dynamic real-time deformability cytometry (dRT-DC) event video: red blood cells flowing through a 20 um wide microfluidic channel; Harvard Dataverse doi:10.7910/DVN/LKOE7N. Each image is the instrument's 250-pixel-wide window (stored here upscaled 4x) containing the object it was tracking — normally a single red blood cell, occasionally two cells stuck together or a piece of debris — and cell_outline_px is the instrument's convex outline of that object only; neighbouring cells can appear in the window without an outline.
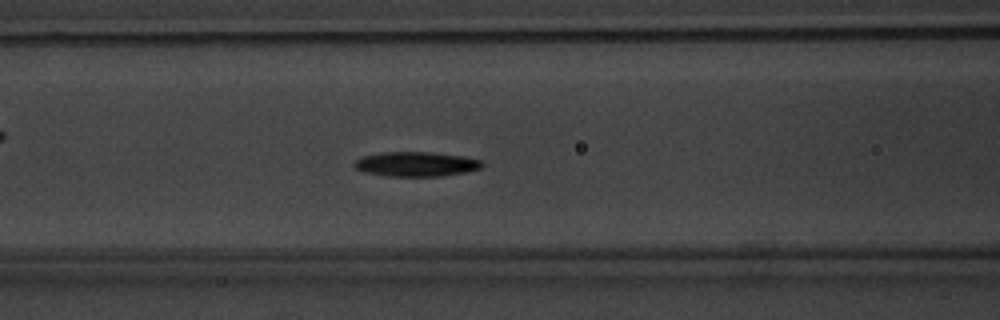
{"species": "common noctule bat (a hibernating species)", "species_latin": "Nyctalus noctula", "temperature_condition": "warm", "stored_images_in_passage": 48, "camera_frame_rate_fps": 3000, "um_per_image_px": 0.085, "animal": {"sex": "male", "body_mass_g": 20.1, "forearm_length_mm": 53.5}, "frame": {"image": 1, "passage_image": 16, "time_ms": 5.0, "image_size_px": [1000, 320], "cell_outline_px": [[484, 164], [480, 168], [464, 172], [444, 176], [384, 176], [368, 172], [356, 168], [352, 164], [360, 156], [380, 152], [428, 152], [464, 156], [480, 160]], "centroid_in_image_um": [35.34, 13.94], "position_along_channel_um": 131.3, "area_um2": 18.32}}
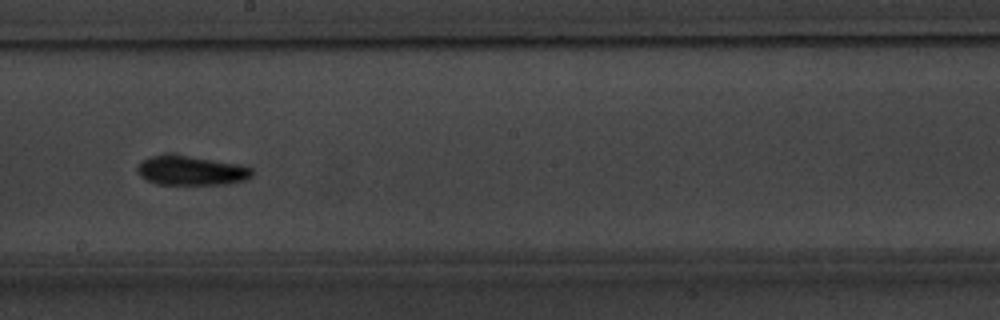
{"frame": {"image": 2, "passage_image": 24, "time_ms": 7.667, "image_size_px": [1000, 320], "cell_outline_px": [[252, 176], [244, 180], [228, 184], [156, 184], [140, 176], [136, 172], [136, 164], [152, 156], [188, 156], [240, 164], [252, 168]], "centroid_in_image_um": [16.25, 14.52], "position_along_channel_um": 232.0, "area_um2": 19.31}}
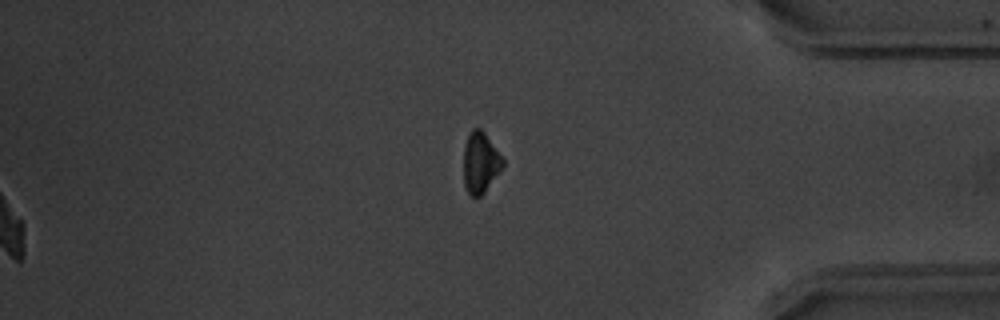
{"frame": {"image": 3, "passage_image": 48, "time_ms": 15.667, "image_size_px": [1000, 320], "cell_outline_px": [[504, 164], [500, 172], [484, 192], [480, 196], [472, 196], [468, 192], [464, 184], [464, 148], [468, 136], [472, 128], [480, 128], [484, 132], [504, 160]], "centroid_in_image_um": [40.84, 13.82], "position_along_channel_um": 394.4, "area_um2": 13.7}, "authors_computed_cell_mechanics": {"area_um2": 17.8024, "velocity_mm_per_s": 3.7795, "shape_relaxation_time_tau1_ms": 1.8476, "shape_relaxation_time_tau2_ms": null, "deformation_change_tau1": 0.1288, "deformation_change_tau2": null}}